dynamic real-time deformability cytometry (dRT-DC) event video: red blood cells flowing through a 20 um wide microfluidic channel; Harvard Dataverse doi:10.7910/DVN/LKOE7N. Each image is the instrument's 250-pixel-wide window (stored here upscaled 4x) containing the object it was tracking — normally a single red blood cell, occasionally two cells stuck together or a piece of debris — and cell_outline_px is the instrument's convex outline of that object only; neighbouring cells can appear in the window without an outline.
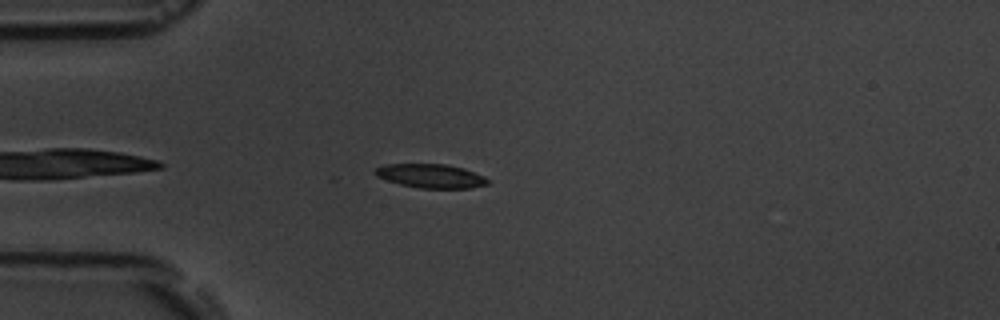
{"species": "common noctule bat (a hibernating species)", "species_latin": "Nyctalus noctula", "temperature_condition": "room temperature", "stored_images_in_passage": 2, "camera_frame_rate_fps": 3000, "um_per_image_px": 0.085, "animal": {"sex": "male", "body_mass_g": 19.5, "forearm_length_mm": 54.6}, "frame": {"image": 1, "passage_image": 2, "time_ms": 1.0, "image_size_px": [1000, 320], "cell_outline_px": [[488, 184], [472, 188], [420, 188], [400, 184], [376, 176], [372, 172], [376, 168], [384, 164], [444, 164], [464, 168], [484, 176], [488, 180]], "centroid_in_image_um": [36.61, 14.95], "position_along_channel_um": 48.4, "area_um2": 15.66}}